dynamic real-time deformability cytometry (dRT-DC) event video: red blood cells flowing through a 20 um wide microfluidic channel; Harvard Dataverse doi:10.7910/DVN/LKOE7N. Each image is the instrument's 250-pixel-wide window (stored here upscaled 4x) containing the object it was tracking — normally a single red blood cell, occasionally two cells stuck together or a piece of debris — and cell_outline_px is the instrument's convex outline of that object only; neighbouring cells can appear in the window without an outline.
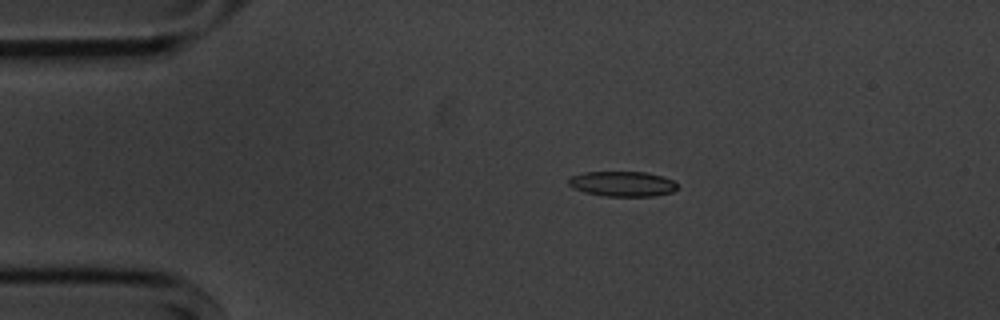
{"species": "common noctule bat (a hibernating species)", "species_latin": "Nyctalus noctula", "temperature_condition": "cold", "stored_images_in_passage": 45, "camera_frame_rate_fps": 3000, "um_per_image_px": 0.085, "animal": {"sex": "male", "body_mass_g": 20.1, "forearm_length_mm": 53.5}, "frame": {"image": 1, "passage_image": 1, "time_ms": 0.0, "image_size_px": [1000, 320], "cell_outline_px": [[676, 188], [672, 192], [652, 196], [604, 196], [584, 192], [572, 188], [568, 184], [568, 180], [572, 176], [584, 172], [644, 172], [664, 176], [672, 180], [676, 184]], "centroid_in_image_um": [52.88, 15.63], "position_along_channel_um": 32.1, "area_um2": 15.9}}
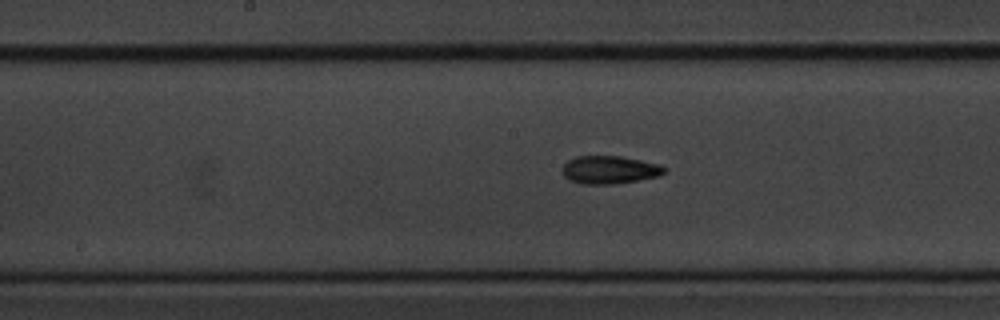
{"frame": {"image": 2, "passage_image": 18, "time_ms": 5.667, "image_size_px": [1000, 320], "cell_outline_px": [[668, 168], [660, 176], [612, 184], [580, 184], [568, 180], [564, 176], [560, 168], [568, 160], [576, 156], [620, 156], [660, 164]], "centroid_in_image_um": [51.78, 14.43], "position_along_channel_um": 196.4, "area_um2": 16.76}}
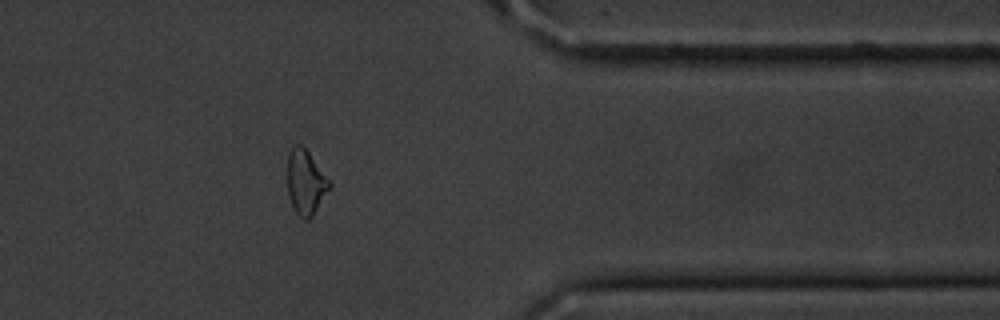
{"frame": {"image": 3, "passage_image": 35, "time_ms": 11.333, "image_size_px": [1000, 320], "cell_outline_px": [[332, 184], [312, 216], [308, 220], [304, 220], [296, 212], [288, 196], [288, 152], [296, 144], [300, 144], [308, 152]], "centroid_in_image_um": [25.97, 15.5], "position_along_channel_um": 385.4, "area_um2": 15.43}, "authors_computed_cell_mechanics": {"area_um2": 16.2418, "velocity_mm_per_s": 3.6145, "shape_relaxation_time_tau1_ms": null, "shape_relaxation_time_tau2_ms": 4.4067, "deformation_change_tau1": null, "deformation_change_tau2": 0.1303}}